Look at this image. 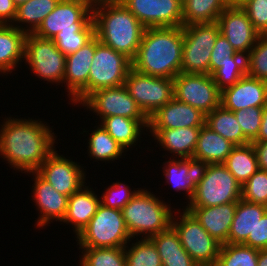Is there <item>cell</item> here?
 Wrapping results in <instances>:
<instances>
[{
    "instance_id": "obj_1",
    "label": "cell",
    "mask_w": 267,
    "mask_h": 266,
    "mask_svg": "<svg viewBox=\"0 0 267 266\" xmlns=\"http://www.w3.org/2000/svg\"><path fill=\"white\" fill-rule=\"evenodd\" d=\"M40 119L4 118L0 124V158L21 173L37 172L56 149L49 124ZM24 171V172H23Z\"/></svg>"
},
{
    "instance_id": "obj_2",
    "label": "cell",
    "mask_w": 267,
    "mask_h": 266,
    "mask_svg": "<svg viewBox=\"0 0 267 266\" xmlns=\"http://www.w3.org/2000/svg\"><path fill=\"white\" fill-rule=\"evenodd\" d=\"M183 26L146 28L132 68L143 74L174 79L181 73Z\"/></svg>"
},
{
    "instance_id": "obj_3",
    "label": "cell",
    "mask_w": 267,
    "mask_h": 266,
    "mask_svg": "<svg viewBox=\"0 0 267 266\" xmlns=\"http://www.w3.org/2000/svg\"><path fill=\"white\" fill-rule=\"evenodd\" d=\"M95 36L104 45L135 58L145 27L120 2H108L92 7Z\"/></svg>"
},
{
    "instance_id": "obj_4",
    "label": "cell",
    "mask_w": 267,
    "mask_h": 266,
    "mask_svg": "<svg viewBox=\"0 0 267 266\" xmlns=\"http://www.w3.org/2000/svg\"><path fill=\"white\" fill-rule=\"evenodd\" d=\"M132 239L151 238L171 226V203L166 202L146 188L140 189L130 202L121 210Z\"/></svg>"
},
{
    "instance_id": "obj_5",
    "label": "cell",
    "mask_w": 267,
    "mask_h": 266,
    "mask_svg": "<svg viewBox=\"0 0 267 266\" xmlns=\"http://www.w3.org/2000/svg\"><path fill=\"white\" fill-rule=\"evenodd\" d=\"M196 190L186 207H212L237 203L242 185L223 163L198 166Z\"/></svg>"
},
{
    "instance_id": "obj_6",
    "label": "cell",
    "mask_w": 267,
    "mask_h": 266,
    "mask_svg": "<svg viewBox=\"0 0 267 266\" xmlns=\"http://www.w3.org/2000/svg\"><path fill=\"white\" fill-rule=\"evenodd\" d=\"M79 248L125 247L132 239L122 211L102 204L86 227L74 237Z\"/></svg>"
},
{
    "instance_id": "obj_7",
    "label": "cell",
    "mask_w": 267,
    "mask_h": 266,
    "mask_svg": "<svg viewBox=\"0 0 267 266\" xmlns=\"http://www.w3.org/2000/svg\"><path fill=\"white\" fill-rule=\"evenodd\" d=\"M181 211L177 209L172 215L171 226L178 233L183 248L199 266H215L221 243L184 207Z\"/></svg>"
},
{
    "instance_id": "obj_8",
    "label": "cell",
    "mask_w": 267,
    "mask_h": 266,
    "mask_svg": "<svg viewBox=\"0 0 267 266\" xmlns=\"http://www.w3.org/2000/svg\"><path fill=\"white\" fill-rule=\"evenodd\" d=\"M220 34L217 22L183 26L181 72L210 74V57Z\"/></svg>"
},
{
    "instance_id": "obj_9",
    "label": "cell",
    "mask_w": 267,
    "mask_h": 266,
    "mask_svg": "<svg viewBox=\"0 0 267 266\" xmlns=\"http://www.w3.org/2000/svg\"><path fill=\"white\" fill-rule=\"evenodd\" d=\"M25 64L34 75L50 84L63 85L66 56L52 39H43L27 33L24 50Z\"/></svg>"
},
{
    "instance_id": "obj_10",
    "label": "cell",
    "mask_w": 267,
    "mask_h": 266,
    "mask_svg": "<svg viewBox=\"0 0 267 266\" xmlns=\"http://www.w3.org/2000/svg\"><path fill=\"white\" fill-rule=\"evenodd\" d=\"M132 61L124 54L101 43L95 36V54L90 67L88 96L98 89L125 84Z\"/></svg>"
},
{
    "instance_id": "obj_11",
    "label": "cell",
    "mask_w": 267,
    "mask_h": 266,
    "mask_svg": "<svg viewBox=\"0 0 267 266\" xmlns=\"http://www.w3.org/2000/svg\"><path fill=\"white\" fill-rule=\"evenodd\" d=\"M124 86L148 118L174 98L173 79L143 74L132 67Z\"/></svg>"
},
{
    "instance_id": "obj_12",
    "label": "cell",
    "mask_w": 267,
    "mask_h": 266,
    "mask_svg": "<svg viewBox=\"0 0 267 266\" xmlns=\"http://www.w3.org/2000/svg\"><path fill=\"white\" fill-rule=\"evenodd\" d=\"M174 98L205 115L221 105V90L210 74L179 73L174 79Z\"/></svg>"
},
{
    "instance_id": "obj_13",
    "label": "cell",
    "mask_w": 267,
    "mask_h": 266,
    "mask_svg": "<svg viewBox=\"0 0 267 266\" xmlns=\"http://www.w3.org/2000/svg\"><path fill=\"white\" fill-rule=\"evenodd\" d=\"M80 105L99 116H122L129 119H149L124 85L98 89L91 93Z\"/></svg>"
},
{
    "instance_id": "obj_14",
    "label": "cell",
    "mask_w": 267,
    "mask_h": 266,
    "mask_svg": "<svg viewBox=\"0 0 267 266\" xmlns=\"http://www.w3.org/2000/svg\"><path fill=\"white\" fill-rule=\"evenodd\" d=\"M91 20L92 6L86 1L60 0L33 34L53 39L60 31L82 30Z\"/></svg>"
},
{
    "instance_id": "obj_15",
    "label": "cell",
    "mask_w": 267,
    "mask_h": 266,
    "mask_svg": "<svg viewBox=\"0 0 267 266\" xmlns=\"http://www.w3.org/2000/svg\"><path fill=\"white\" fill-rule=\"evenodd\" d=\"M86 169L78 162L59 155L55 149L40 165L37 173L51 184L59 193L70 197L86 181Z\"/></svg>"
},
{
    "instance_id": "obj_16",
    "label": "cell",
    "mask_w": 267,
    "mask_h": 266,
    "mask_svg": "<svg viewBox=\"0 0 267 266\" xmlns=\"http://www.w3.org/2000/svg\"><path fill=\"white\" fill-rule=\"evenodd\" d=\"M145 27H181L182 0H119Z\"/></svg>"
},
{
    "instance_id": "obj_17",
    "label": "cell",
    "mask_w": 267,
    "mask_h": 266,
    "mask_svg": "<svg viewBox=\"0 0 267 266\" xmlns=\"http://www.w3.org/2000/svg\"><path fill=\"white\" fill-rule=\"evenodd\" d=\"M95 54V36L76 52L66 56L63 83L72 104H81L88 97L90 67Z\"/></svg>"
},
{
    "instance_id": "obj_18",
    "label": "cell",
    "mask_w": 267,
    "mask_h": 266,
    "mask_svg": "<svg viewBox=\"0 0 267 266\" xmlns=\"http://www.w3.org/2000/svg\"><path fill=\"white\" fill-rule=\"evenodd\" d=\"M220 33L238 53L245 56L251 51L261 35L241 7L228 6L217 20Z\"/></svg>"
},
{
    "instance_id": "obj_19",
    "label": "cell",
    "mask_w": 267,
    "mask_h": 266,
    "mask_svg": "<svg viewBox=\"0 0 267 266\" xmlns=\"http://www.w3.org/2000/svg\"><path fill=\"white\" fill-rule=\"evenodd\" d=\"M33 176L32 201L39 211L35 226L40 228L50 226L51 222H62L65 218L68 205V196L59 193L54 187L43 179L37 172H30L27 175Z\"/></svg>"
},
{
    "instance_id": "obj_20",
    "label": "cell",
    "mask_w": 267,
    "mask_h": 266,
    "mask_svg": "<svg viewBox=\"0 0 267 266\" xmlns=\"http://www.w3.org/2000/svg\"><path fill=\"white\" fill-rule=\"evenodd\" d=\"M266 104L267 82L247 74L234 85L221 91V105L230 111L264 107Z\"/></svg>"
},
{
    "instance_id": "obj_21",
    "label": "cell",
    "mask_w": 267,
    "mask_h": 266,
    "mask_svg": "<svg viewBox=\"0 0 267 266\" xmlns=\"http://www.w3.org/2000/svg\"><path fill=\"white\" fill-rule=\"evenodd\" d=\"M205 120L200 110L173 98L149 117L148 129L202 127Z\"/></svg>"
},
{
    "instance_id": "obj_22",
    "label": "cell",
    "mask_w": 267,
    "mask_h": 266,
    "mask_svg": "<svg viewBox=\"0 0 267 266\" xmlns=\"http://www.w3.org/2000/svg\"><path fill=\"white\" fill-rule=\"evenodd\" d=\"M237 203L212 207H185L202 227L219 243H228V233L234 219Z\"/></svg>"
},
{
    "instance_id": "obj_23",
    "label": "cell",
    "mask_w": 267,
    "mask_h": 266,
    "mask_svg": "<svg viewBox=\"0 0 267 266\" xmlns=\"http://www.w3.org/2000/svg\"><path fill=\"white\" fill-rule=\"evenodd\" d=\"M157 144L174 158L191 159L196 148L201 127L177 129H148Z\"/></svg>"
},
{
    "instance_id": "obj_24",
    "label": "cell",
    "mask_w": 267,
    "mask_h": 266,
    "mask_svg": "<svg viewBox=\"0 0 267 266\" xmlns=\"http://www.w3.org/2000/svg\"><path fill=\"white\" fill-rule=\"evenodd\" d=\"M266 212V206L240 199L228 233V243L243 244L253 248L254 228Z\"/></svg>"
},
{
    "instance_id": "obj_25",
    "label": "cell",
    "mask_w": 267,
    "mask_h": 266,
    "mask_svg": "<svg viewBox=\"0 0 267 266\" xmlns=\"http://www.w3.org/2000/svg\"><path fill=\"white\" fill-rule=\"evenodd\" d=\"M99 205L100 196L85 184L68 197L67 212L62 223L70 224L77 236L95 215Z\"/></svg>"
},
{
    "instance_id": "obj_26",
    "label": "cell",
    "mask_w": 267,
    "mask_h": 266,
    "mask_svg": "<svg viewBox=\"0 0 267 266\" xmlns=\"http://www.w3.org/2000/svg\"><path fill=\"white\" fill-rule=\"evenodd\" d=\"M27 33L12 24H0V73H12L24 61ZM23 60V61H22ZM22 62V63H21ZM18 64V65H17Z\"/></svg>"
},
{
    "instance_id": "obj_27",
    "label": "cell",
    "mask_w": 267,
    "mask_h": 266,
    "mask_svg": "<svg viewBox=\"0 0 267 266\" xmlns=\"http://www.w3.org/2000/svg\"><path fill=\"white\" fill-rule=\"evenodd\" d=\"M234 147L229 140L204 125L201 127L192 158L198 166L224 163Z\"/></svg>"
},
{
    "instance_id": "obj_28",
    "label": "cell",
    "mask_w": 267,
    "mask_h": 266,
    "mask_svg": "<svg viewBox=\"0 0 267 266\" xmlns=\"http://www.w3.org/2000/svg\"><path fill=\"white\" fill-rule=\"evenodd\" d=\"M163 176L166 178V183L172 185L176 192L184 191L186 200L189 203L196 190L198 165L196 161L191 159L170 158L163 162Z\"/></svg>"
},
{
    "instance_id": "obj_29",
    "label": "cell",
    "mask_w": 267,
    "mask_h": 266,
    "mask_svg": "<svg viewBox=\"0 0 267 266\" xmlns=\"http://www.w3.org/2000/svg\"><path fill=\"white\" fill-rule=\"evenodd\" d=\"M100 124L108 132V134L118 142L125 151L136 146L141 142V134L144 135L149 125V119H129L122 116L106 117ZM143 132V133H142Z\"/></svg>"
},
{
    "instance_id": "obj_30",
    "label": "cell",
    "mask_w": 267,
    "mask_h": 266,
    "mask_svg": "<svg viewBox=\"0 0 267 266\" xmlns=\"http://www.w3.org/2000/svg\"><path fill=\"white\" fill-rule=\"evenodd\" d=\"M150 239L157 247L162 266H199L185 251L172 226Z\"/></svg>"
},
{
    "instance_id": "obj_31",
    "label": "cell",
    "mask_w": 267,
    "mask_h": 266,
    "mask_svg": "<svg viewBox=\"0 0 267 266\" xmlns=\"http://www.w3.org/2000/svg\"><path fill=\"white\" fill-rule=\"evenodd\" d=\"M205 125L235 146L251 143L244 135L233 111L219 105L206 115Z\"/></svg>"
},
{
    "instance_id": "obj_32",
    "label": "cell",
    "mask_w": 267,
    "mask_h": 266,
    "mask_svg": "<svg viewBox=\"0 0 267 266\" xmlns=\"http://www.w3.org/2000/svg\"><path fill=\"white\" fill-rule=\"evenodd\" d=\"M60 0H28L17 7L13 26L26 33H34ZM21 23V24H20ZM25 24L26 27L23 25Z\"/></svg>"
},
{
    "instance_id": "obj_33",
    "label": "cell",
    "mask_w": 267,
    "mask_h": 266,
    "mask_svg": "<svg viewBox=\"0 0 267 266\" xmlns=\"http://www.w3.org/2000/svg\"><path fill=\"white\" fill-rule=\"evenodd\" d=\"M183 26L217 22L228 7L226 0H183Z\"/></svg>"
},
{
    "instance_id": "obj_34",
    "label": "cell",
    "mask_w": 267,
    "mask_h": 266,
    "mask_svg": "<svg viewBox=\"0 0 267 266\" xmlns=\"http://www.w3.org/2000/svg\"><path fill=\"white\" fill-rule=\"evenodd\" d=\"M94 128L96 129H93L91 134L88 133L90 137L87 140V142L89 141L87 143V152L89 151L88 156L90 159L110 163L122 158L123 153L126 155L124 148L108 134L101 124Z\"/></svg>"
},
{
    "instance_id": "obj_35",
    "label": "cell",
    "mask_w": 267,
    "mask_h": 266,
    "mask_svg": "<svg viewBox=\"0 0 267 266\" xmlns=\"http://www.w3.org/2000/svg\"><path fill=\"white\" fill-rule=\"evenodd\" d=\"M223 164L241 185L259 169L252 143L235 146Z\"/></svg>"
},
{
    "instance_id": "obj_36",
    "label": "cell",
    "mask_w": 267,
    "mask_h": 266,
    "mask_svg": "<svg viewBox=\"0 0 267 266\" xmlns=\"http://www.w3.org/2000/svg\"><path fill=\"white\" fill-rule=\"evenodd\" d=\"M135 241L133 243L131 239L124 247L126 266H162L157 247L151 239L137 238Z\"/></svg>"
},
{
    "instance_id": "obj_37",
    "label": "cell",
    "mask_w": 267,
    "mask_h": 266,
    "mask_svg": "<svg viewBox=\"0 0 267 266\" xmlns=\"http://www.w3.org/2000/svg\"><path fill=\"white\" fill-rule=\"evenodd\" d=\"M259 250L243 244H221L215 266H257Z\"/></svg>"
},
{
    "instance_id": "obj_38",
    "label": "cell",
    "mask_w": 267,
    "mask_h": 266,
    "mask_svg": "<svg viewBox=\"0 0 267 266\" xmlns=\"http://www.w3.org/2000/svg\"><path fill=\"white\" fill-rule=\"evenodd\" d=\"M81 266H126L124 247L78 248Z\"/></svg>"
},
{
    "instance_id": "obj_39",
    "label": "cell",
    "mask_w": 267,
    "mask_h": 266,
    "mask_svg": "<svg viewBox=\"0 0 267 266\" xmlns=\"http://www.w3.org/2000/svg\"><path fill=\"white\" fill-rule=\"evenodd\" d=\"M95 36L93 19L82 30L60 31L52 39L57 48L65 55L72 54Z\"/></svg>"
},
{
    "instance_id": "obj_40",
    "label": "cell",
    "mask_w": 267,
    "mask_h": 266,
    "mask_svg": "<svg viewBox=\"0 0 267 266\" xmlns=\"http://www.w3.org/2000/svg\"><path fill=\"white\" fill-rule=\"evenodd\" d=\"M246 65V56L238 53L220 33L211 51L210 75L221 66Z\"/></svg>"
},
{
    "instance_id": "obj_41",
    "label": "cell",
    "mask_w": 267,
    "mask_h": 266,
    "mask_svg": "<svg viewBox=\"0 0 267 266\" xmlns=\"http://www.w3.org/2000/svg\"><path fill=\"white\" fill-rule=\"evenodd\" d=\"M247 75L267 82V35H260L246 55Z\"/></svg>"
},
{
    "instance_id": "obj_42",
    "label": "cell",
    "mask_w": 267,
    "mask_h": 266,
    "mask_svg": "<svg viewBox=\"0 0 267 266\" xmlns=\"http://www.w3.org/2000/svg\"><path fill=\"white\" fill-rule=\"evenodd\" d=\"M241 199L267 207V171L258 169L242 185Z\"/></svg>"
},
{
    "instance_id": "obj_43",
    "label": "cell",
    "mask_w": 267,
    "mask_h": 266,
    "mask_svg": "<svg viewBox=\"0 0 267 266\" xmlns=\"http://www.w3.org/2000/svg\"><path fill=\"white\" fill-rule=\"evenodd\" d=\"M130 186L125 182H113L110 186L105 188L100 197V204L112 208L122 210L130 200L136 195L141 188H129Z\"/></svg>"
},
{
    "instance_id": "obj_44",
    "label": "cell",
    "mask_w": 267,
    "mask_h": 266,
    "mask_svg": "<svg viewBox=\"0 0 267 266\" xmlns=\"http://www.w3.org/2000/svg\"><path fill=\"white\" fill-rule=\"evenodd\" d=\"M243 131V135L252 142L259 133L263 107H248L233 111Z\"/></svg>"
},
{
    "instance_id": "obj_45",
    "label": "cell",
    "mask_w": 267,
    "mask_h": 266,
    "mask_svg": "<svg viewBox=\"0 0 267 266\" xmlns=\"http://www.w3.org/2000/svg\"><path fill=\"white\" fill-rule=\"evenodd\" d=\"M241 8L248 14L253 27L267 35V0H249Z\"/></svg>"
},
{
    "instance_id": "obj_46",
    "label": "cell",
    "mask_w": 267,
    "mask_h": 266,
    "mask_svg": "<svg viewBox=\"0 0 267 266\" xmlns=\"http://www.w3.org/2000/svg\"><path fill=\"white\" fill-rule=\"evenodd\" d=\"M247 74V65H227L216 69L212 79L222 91L224 88L234 85Z\"/></svg>"
},
{
    "instance_id": "obj_47",
    "label": "cell",
    "mask_w": 267,
    "mask_h": 266,
    "mask_svg": "<svg viewBox=\"0 0 267 266\" xmlns=\"http://www.w3.org/2000/svg\"><path fill=\"white\" fill-rule=\"evenodd\" d=\"M253 248L258 250L267 249V212L257 222L253 232Z\"/></svg>"
},
{
    "instance_id": "obj_48",
    "label": "cell",
    "mask_w": 267,
    "mask_h": 266,
    "mask_svg": "<svg viewBox=\"0 0 267 266\" xmlns=\"http://www.w3.org/2000/svg\"><path fill=\"white\" fill-rule=\"evenodd\" d=\"M16 14L13 0H0V24H13Z\"/></svg>"
},
{
    "instance_id": "obj_49",
    "label": "cell",
    "mask_w": 267,
    "mask_h": 266,
    "mask_svg": "<svg viewBox=\"0 0 267 266\" xmlns=\"http://www.w3.org/2000/svg\"><path fill=\"white\" fill-rule=\"evenodd\" d=\"M256 155L258 168L267 171V141H252Z\"/></svg>"
},
{
    "instance_id": "obj_50",
    "label": "cell",
    "mask_w": 267,
    "mask_h": 266,
    "mask_svg": "<svg viewBox=\"0 0 267 266\" xmlns=\"http://www.w3.org/2000/svg\"><path fill=\"white\" fill-rule=\"evenodd\" d=\"M253 141H267V104L263 107L262 120L258 136Z\"/></svg>"
},
{
    "instance_id": "obj_51",
    "label": "cell",
    "mask_w": 267,
    "mask_h": 266,
    "mask_svg": "<svg viewBox=\"0 0 267 266\" xmlns=\"http://www.w3.org/2000/svg\"><path fill=\"white\" fill-rule=\"evenodd\" d=\"M257 266H267V249L259 250Z\"/></svg>"
},
{
    "instance_id": "obj_52",
    "label": "cell",
    "mask_w": 267,
    "mask_h": 266,
    "mask_svg": "<svg viewBox=\"0 0 267 266\" xmlns=\"http://www.w3.org/2000/svg\"><path fill=\"white\" fill-rule=\"evenodd\" d=\"M249 0H226L228 6L241 7Z\"/></svg>"
},
{
    "instance_id": "obj_53",
    "label": "cell",
    "mask_w": 267,
    "mask_h": 266,
    "mask_svg": "<svg viewBox=\"0 0 267 266\" xmlns=\"http://www.w3.org/2000/svg\"><path fill=\"white\" fill-rule=\"evenodd\" d=\"M83 1H86L87 3H89L93 7L97 4L115 2V1H119V0H83Z\"/></svg>"
},
{
    "instance_id": "obj_54",
    "label": "cell",
    "mask_w": 267,
    "mask_h": 266,
    "mask_svg": "<svg viewBox=\"0 0 267 266\" xmlns=\"http://www.w3.org/2000/svg\"><path fill=\"white\" fill-rule=\"evenodd\" d=\"M28 0H13L16 7H19L20 5L24 4Z\"/></svg>"
}]
</instances>
